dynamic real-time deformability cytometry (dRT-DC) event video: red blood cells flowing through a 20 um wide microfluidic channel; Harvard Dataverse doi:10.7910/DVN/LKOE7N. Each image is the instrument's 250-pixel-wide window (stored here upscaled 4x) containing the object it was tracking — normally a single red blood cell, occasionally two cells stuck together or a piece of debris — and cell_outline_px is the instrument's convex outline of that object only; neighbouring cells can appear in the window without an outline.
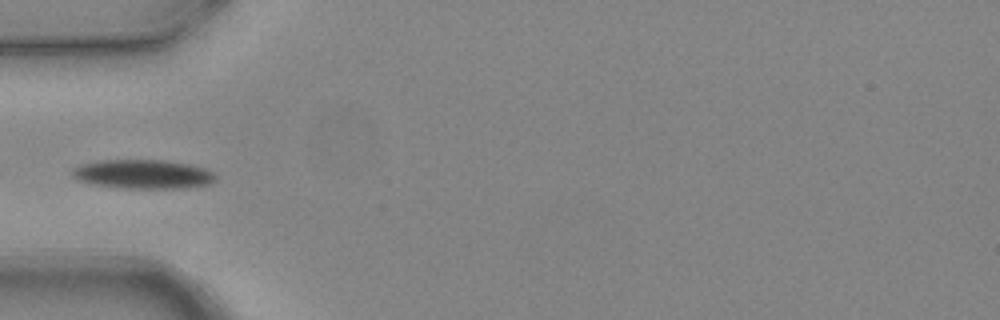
{"species": "common noctule bat (a hibernating species)", "species_latin": "Nyctalus noctula", "temperature_condition": "warm", "stored_images_in_passage": 3, "camera_frame_rate_fps": 3000, "um_per_image_px": 0.085, "animal": {"sex": "female", "body_mass_g": 24.6, "forearm_length_mm": 56.2}, "frame": {"image": 1, "passage_image": 2, "time_ms": 0.333, "image_size_px": [1000, 320], "cell_outline_px": [[216, 180], [208, 184], [188, 188], [124, 188], [92, 184], [76, 180], [72, 176], [72, 168], [80, 164], [100, 160], [164, 160], [188, 164], [208, 168], [216, 176]], "centroid_in_image_um": [12.15, 14.8], "position_along_channel_um": 72.9, "area_um2": 24.51}}
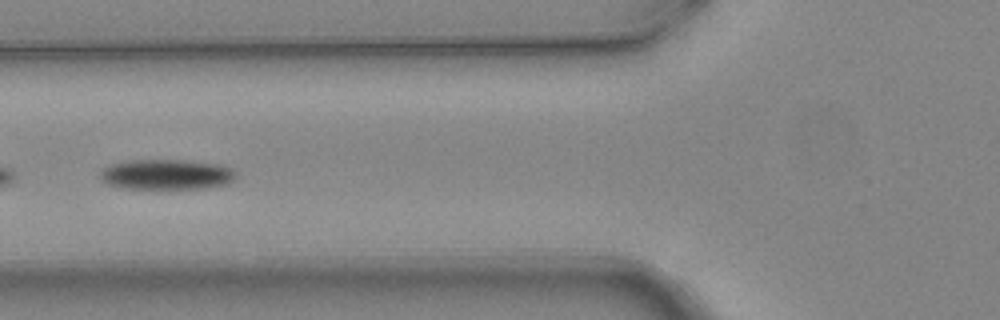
{"frame": {"image": 2, "passage_image": 3, "time_ms": 0.667, "image_size_px": [1000, 320], "cell_outline_px": [[236, 176], [228, 184], [208, 188], [124, 188], [108, 184], [100, 180], [96, 176], [104, 168], [112, 164], [132, 160], [184, 160], [220, 164], [232, 168], [236, 172]], "centroid_in_image_um": [14.16, 14.83], "position_along_channel_um": 111.6, "area_um2": 24.04}}